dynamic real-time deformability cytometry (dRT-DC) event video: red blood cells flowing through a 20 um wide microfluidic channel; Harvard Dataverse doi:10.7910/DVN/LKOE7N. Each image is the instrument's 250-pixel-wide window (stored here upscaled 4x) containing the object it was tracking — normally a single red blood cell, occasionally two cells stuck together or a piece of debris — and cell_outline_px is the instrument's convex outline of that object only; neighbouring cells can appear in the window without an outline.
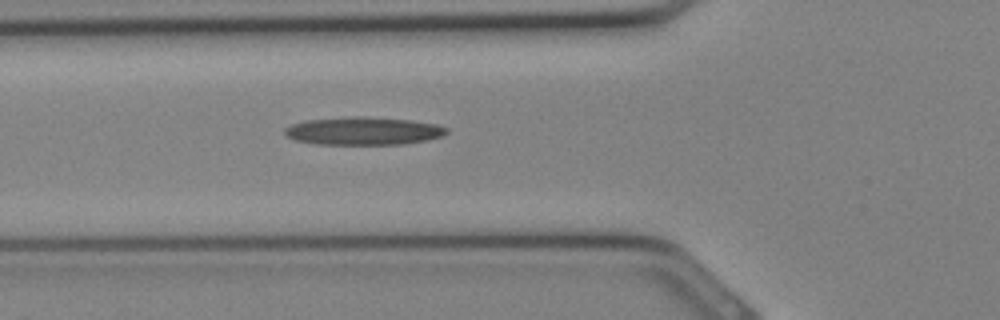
{"species": "Egyptian fruit bat (a non-hibernating species)", "species_latin": "Rousettus aegyptiacus", "temperature_condition": "cold", "stored_images_in_passage": 8, "camera_frame_rate_fps": 3000, "um_per_image_px": 0.085, "animal": {"sex": "female"}, "frame": {"image": 1, "passage_image": 4, "time_ms": 1.0, "image_size_px": [1000, 320], "cell_outline_px": [[448, 132], [440, 136], [424, 140], [400, 144], [316, 144], [292, 140], [284, 136], [284, 128], [292, 124], [308, 120], [356, 116], [412, 120], [436, 124], [448, 128]], "centroid_in_image_um": [30.82, 11.13], "position_along_channel_um": 95.0, "area_um2": 26.18}}
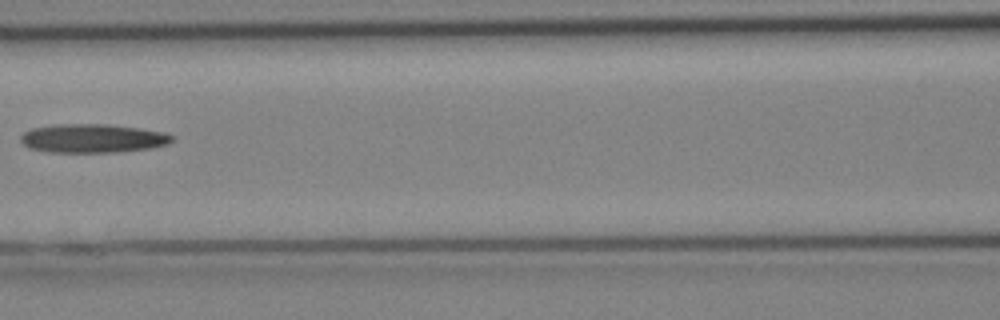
{"frame": {"image": 2, "passage_image": 7, "time_ms": 2.0, "image_size_px": [1000, 320], "cell_outline_px": [[172, 140], [168, 144], [152, 148], [116, 152], [48, 152], [28, 148], [20, 140], [20, 136], [24, 132], [32, 128], [52, 124], [100, 124], [140, 128], [164, 132], [172, 136]], "centroid_in_image_um": [7.84, 11.76], "position_along_channel_um": 158.8, "area_um2": 25.37}}